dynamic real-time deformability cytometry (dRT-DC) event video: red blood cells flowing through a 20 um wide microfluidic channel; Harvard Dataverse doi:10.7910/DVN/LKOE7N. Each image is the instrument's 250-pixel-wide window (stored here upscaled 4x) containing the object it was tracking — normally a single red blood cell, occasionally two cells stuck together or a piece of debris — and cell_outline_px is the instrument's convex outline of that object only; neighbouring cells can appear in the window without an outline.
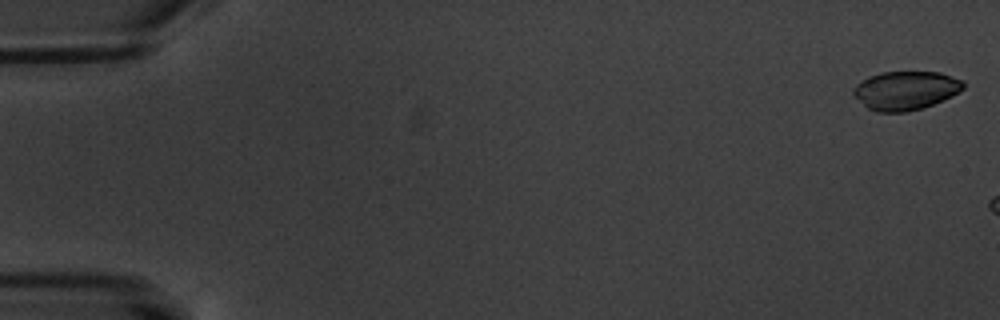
{"species": "common noctule bat (a hibernating species)", "species_latin": "Nyctalus noctula", "temperature_condition": "warm", "stored_images_in_passage": 5, "camera_frame_rate_fps": 3000, "um_per_image_px": 0.085, "animal": {"sex": "male", "body_mass_g": 20.1, "forearm_length_mm": 53.5}, "frame": {"image": 1, "passage_image": 1, "time_ms": 0.0, "image_size_px": [1000, 320], "cell_outline_px": [[964, 88], [960, 92], [952, 96], [932, 104], [908, 112], [876, 112], [868, 108], [852, 92], [852, 88], [856, 84], [868, 76], [880, 72], [940, 72], [964, 80]], "centroid_in_image_um": [76.99, 7.68], "position_along_channel_um": 8.0, "area_um2": 24.8}}